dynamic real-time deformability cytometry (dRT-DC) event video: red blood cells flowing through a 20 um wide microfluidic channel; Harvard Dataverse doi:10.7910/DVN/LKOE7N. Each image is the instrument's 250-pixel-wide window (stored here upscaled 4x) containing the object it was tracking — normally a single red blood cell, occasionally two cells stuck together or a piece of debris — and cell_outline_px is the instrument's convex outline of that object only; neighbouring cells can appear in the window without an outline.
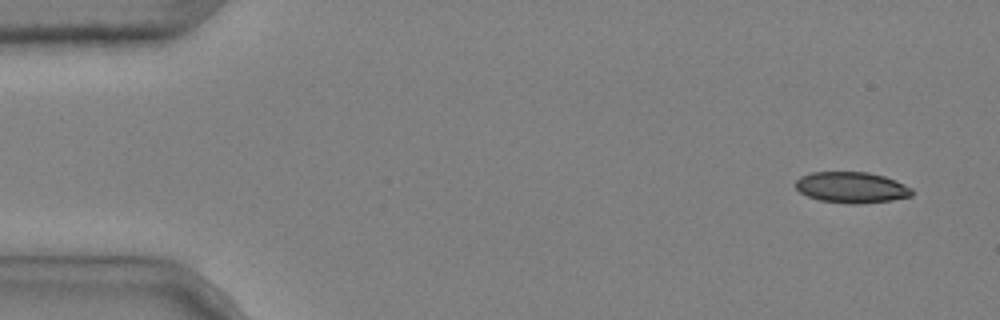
{"species": "common noctule bat (a hibernating species)", "species_latin": "Nyctalus noctula", "temperature_condition": "cold", "stored_images_in_passage": 5, "camera_frame_rate_fps": 3000, "um_per_image_px": 0.085, "animal": {"sex": "male", "body_mass_g": 20.4}, "frame": {"image": 1, "passage_image": 1, "time_ms": 0.0, "image_size_px": [1000, 320], "cell_outline_px": [[912, 196], [892, 200], [856, 204], [848, 204], [820, 200], [808, 196], [800, 192], [796, 188], [796, 180], [800, 176], [812, 172], [868, 172], [884, 176], [896, 180], [912, 188]], "centroid_in_image_um": [72.39, 15.93], "position_along_channel_um": 12.6, "area_um2": 21.04}}
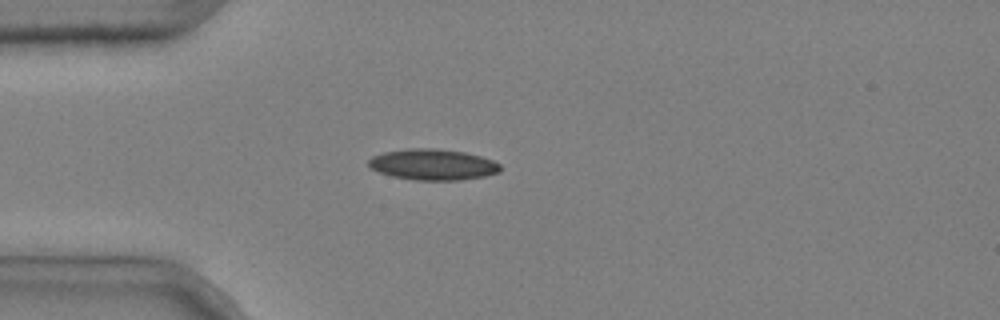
{"frame": {"image": 2, "passage_image": 4, "time_ms": 1.0, "image_size_px": [1000, 320], "cell_outline_px": [[500, 172], [484, 176], [460, 180], [416, 180], [392, 176], [380, 172], [372, 168], [368, 164], [368, 160], [372, 156], [384, 152], [408, 148], [436, 148], [464, 152], [480, 156], [492, 160], [500, 164]], "centroid_in_image_um": [36.79, 13.98], "position_along_channel_um": 48.2, "area_um2": 23.7}}